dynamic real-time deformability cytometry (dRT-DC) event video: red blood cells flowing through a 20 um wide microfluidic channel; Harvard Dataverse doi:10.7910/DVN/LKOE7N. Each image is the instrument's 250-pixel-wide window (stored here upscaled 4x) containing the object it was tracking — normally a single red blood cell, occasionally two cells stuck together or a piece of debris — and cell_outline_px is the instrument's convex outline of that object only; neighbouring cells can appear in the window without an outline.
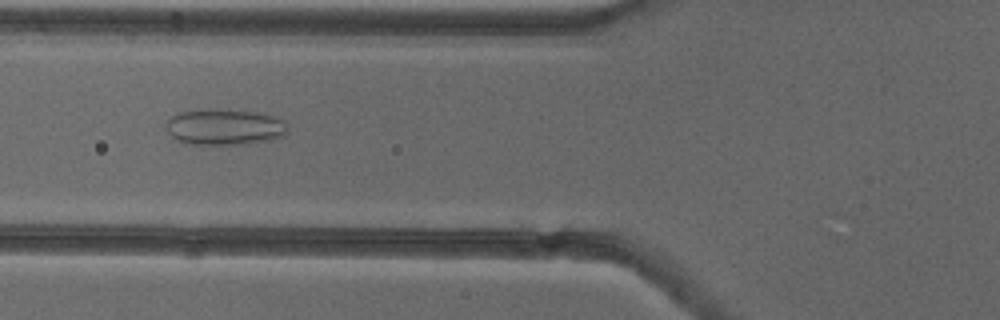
{"species": "common noctule bat (a hibernating species)", "species_latin": "Nyctalus noctula", "temperature_condition": "cold", "stored_images_in_passage": 54, "camera_frame_rate_fps": 3000, "um_per_image_px": 0.085, "animal": {"sex": "female"}, "frame": {"image": 1, "passage_image": 21, "time_ms": 6.667, "image_size_px": [1000, 320], "cell_outline_px": [[288, 132], [284, 136], [272, 140], [244, 144], [188, 144], [176, 140], [164, 128], [164, 124], [172, 116], [180, 112], [212, 108], [256, 112], [276, 116], [284, 120], [288, 128]], "centroid_in_image_um": [19.1, 10.79], "position_along_channel_um": 106.7, "area_um2": 25.95}}
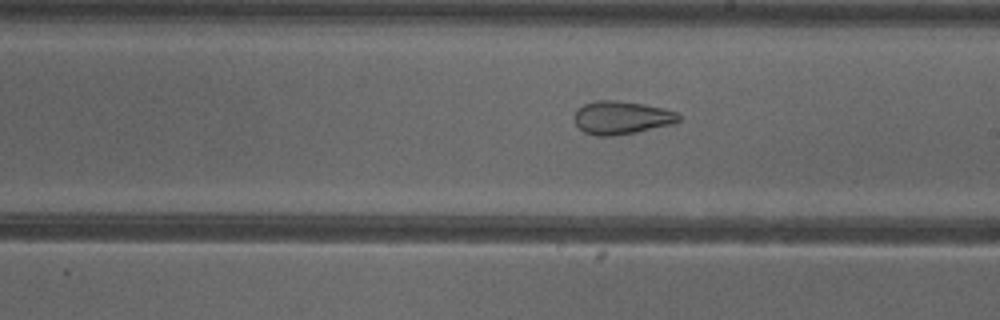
{"frame": {"image": 2, "passage_image": 31, "time_ms": 10.0, "image_size_px": [1000, 320], "cell_outline_px": [[680, 120], [672, 124], [636, 132], [612, 136], [596, 136], [584, 132], [576, 124], [576, 112], [584, 104], [596, 100], [616, 100], [644, 104], [664, 108], [676, 112], [680, 116]], "centroid_in_image_um": [52.85, 10.0], "position_along_channel_um": 236.1, "area_um2": 20.0}}
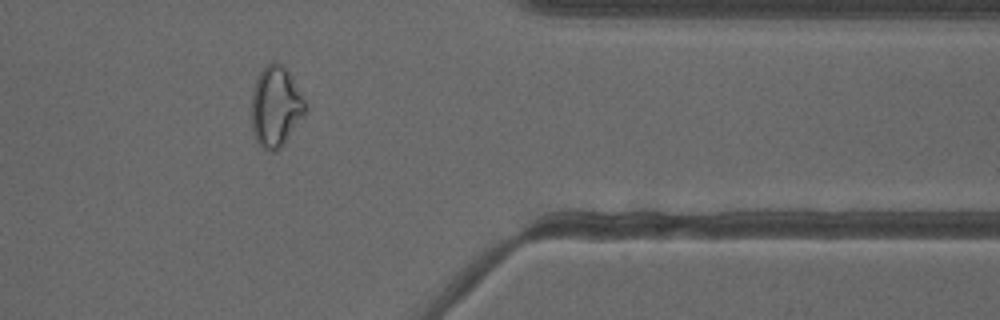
{"frame": {"image": 3, "passage_image": 44, "time_ms": 14.333, "image_size_px": [1000, 320], "cell_outline_px": [[308, 112], [280, 148], [276, 152], [268, 152], [256, 140], [252, 128], [252, 92], [256, 76], [264, 64], [272, 60], [276, 60], [284, 64], [288, 68], [308, 108]], "centroid_in_image_um": [23.45, 9.0], "position_along_channel_um": 388.0, "area_um2": 25.95}, "authors_computed_cell_mechanics": {"area_um2": 26.8481, "velocity_mm_per_s": 3.8653, "shape_relaxation_time_tau1_ms": null, "shape_relaxation_time_tau2_ms": 1.1893, "deformation_change_tau1": null, "deformation_change_tau2": 0.0841}}